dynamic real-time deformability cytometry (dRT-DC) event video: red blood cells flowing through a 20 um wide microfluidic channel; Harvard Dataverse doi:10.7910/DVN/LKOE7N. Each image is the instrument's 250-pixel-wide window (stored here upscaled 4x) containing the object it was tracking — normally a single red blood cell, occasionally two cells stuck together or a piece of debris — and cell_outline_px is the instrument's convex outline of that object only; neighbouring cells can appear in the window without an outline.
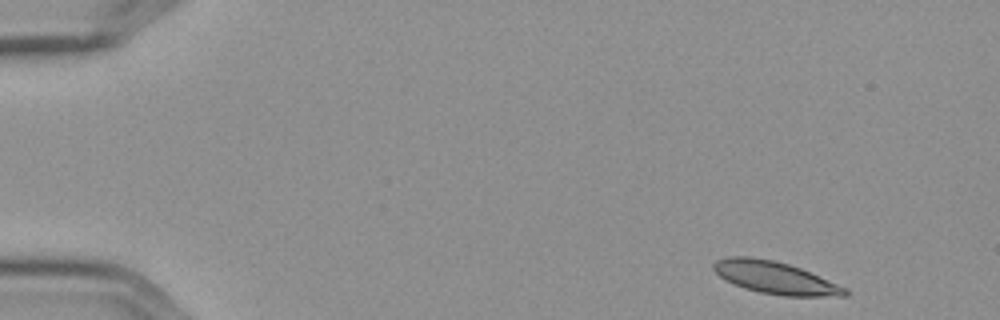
{"species": "Egyptian fruit bat (a non-hibernating species)", "species_latin": "Rousettus aegyptiacus", "temperature_condition": "cold", "stored_images_in_passage": 5, "camera_frame_rate_fps": 3000, "um_per_image_px": 0.085, "frame": {"image": 1, "passage_image": 1, "time_ms": 0.0, "image_size_px": [1000, 320], "cell_outline_px": [[848, 296], [784, 296], [760, 292], [744, 288], [720, 276], [712, 268], [712, 264], [716, 260], [728, 256], [748, 256], [772, 260], [788, 264], [800, 268], [848, 288]], "centroid_in_image_um": [65.9, 23.6], "position_along_channel_um": 19.1, "area_um2": 24.57}}
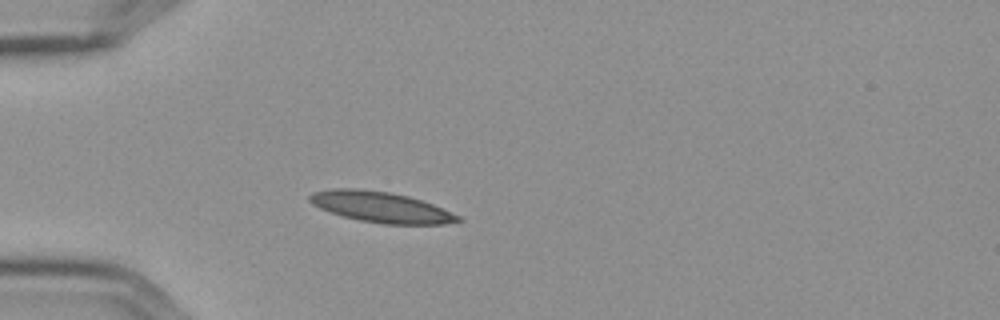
{"frame": {"image": 2, "passage_image": 4, "time_ms": 1.0, "image_size_px": [1000, 320], "cell_outline_px": [[464, 220], [444, 224], [384, 224], [360, 220], [344, 216], [320, 208], [312, 204], [308, 200], [308, 196], [312, 192], [332, 188], [356, 188], [388, 192], [408, 196], [432, 204], [460, 216]], "centroid_in_image_um": [32.36, 17.59], "position_along_channel_um": 52.6, "area_um2": 26.3}}